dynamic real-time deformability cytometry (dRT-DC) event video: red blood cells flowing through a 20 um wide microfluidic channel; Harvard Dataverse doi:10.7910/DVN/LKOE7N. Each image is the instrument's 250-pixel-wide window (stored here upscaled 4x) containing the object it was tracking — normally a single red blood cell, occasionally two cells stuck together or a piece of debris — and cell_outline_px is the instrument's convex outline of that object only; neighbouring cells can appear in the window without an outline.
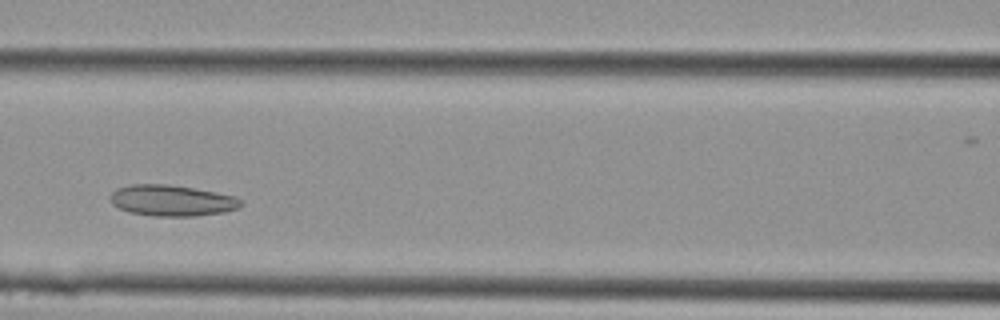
{"species": "Egyptian fruit bat (a non-hibernating species)", "species_latin": "Rousettus aegyptiacus", "temperature_condition": "cold", "stored_images_in_passage": 11, "camera_frame_rate_fps": 3000, "um_per_image_px": 0.085, "animal": {"sex": "female"}, "frame": {"image": 1, "passage_image": 7, "time_ms": 2.0, "image_size_px": [1000, 320], "cell_outline_px": [[244, 204], [240, 208], [224, 212], [192, 216], [152, 216], [128, 212], [112, 204], [108, 196], [116, 188], [132, 184], [168, 184], [216, 192], [236, 196], [244, 200]], "centroid_in_image_um": [14.63, 17.04], "position_along_channel_um": 152.0, "area_um2": 23.93}}
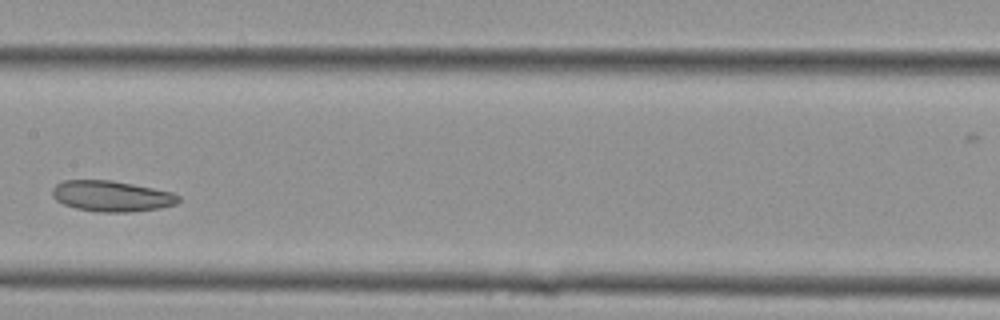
{"frame": {"image": 2, "passage_image": 9, "time_ms": 2.667, "image_size_px": [1000, 320], "cell_outline_px": [[180, 200], [176, 204], [160, 208], [128, 212], [100, 212], [76, 208], [64, 204], [56, 200], [52, 196], [52, 188], [56, 184], [64, 180], [112, 180], [172, 192], [180, 196]], "centroid_in_image_um": [9.48, 16.67], "position_along_channel_um": 197.9, "area_um2": 22.6}}